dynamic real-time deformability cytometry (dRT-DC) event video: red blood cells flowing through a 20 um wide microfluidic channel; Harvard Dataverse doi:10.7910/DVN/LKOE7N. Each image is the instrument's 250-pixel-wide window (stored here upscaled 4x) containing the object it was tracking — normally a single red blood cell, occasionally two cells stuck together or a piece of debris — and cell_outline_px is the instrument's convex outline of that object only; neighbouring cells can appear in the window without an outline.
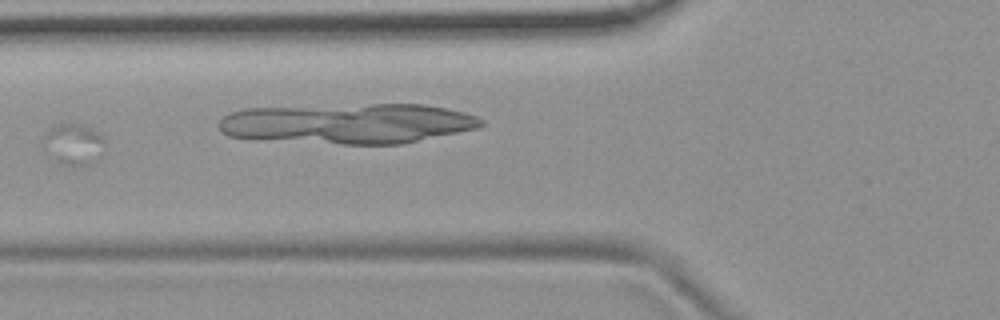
{"species": "common noctule bat (a hibernating species)", "species_latin": "Nyctalus noctula", "temperature_condition": "room temperature", "stored_images_in_passage": 9, "camera_frame_rate_fps": 3000, "um_per_image_px": 0.085, "animal": {"sex": "female", "body_mass_g": 19.9}, "frame": {"image": 1, "passage_image": 5, "time_ms": 4.667, "image_size_px": [1000, 320], "cell_outline_px": [[104, 152], [40, 152], [40, 144], [48, 132], [56, 124], [84, 124], [96, 132], [104, 140]], "centroid_in_image_um": [6.13, 11.87], "position_along_channel_um": 119.7, "area_um2": 10.87}}